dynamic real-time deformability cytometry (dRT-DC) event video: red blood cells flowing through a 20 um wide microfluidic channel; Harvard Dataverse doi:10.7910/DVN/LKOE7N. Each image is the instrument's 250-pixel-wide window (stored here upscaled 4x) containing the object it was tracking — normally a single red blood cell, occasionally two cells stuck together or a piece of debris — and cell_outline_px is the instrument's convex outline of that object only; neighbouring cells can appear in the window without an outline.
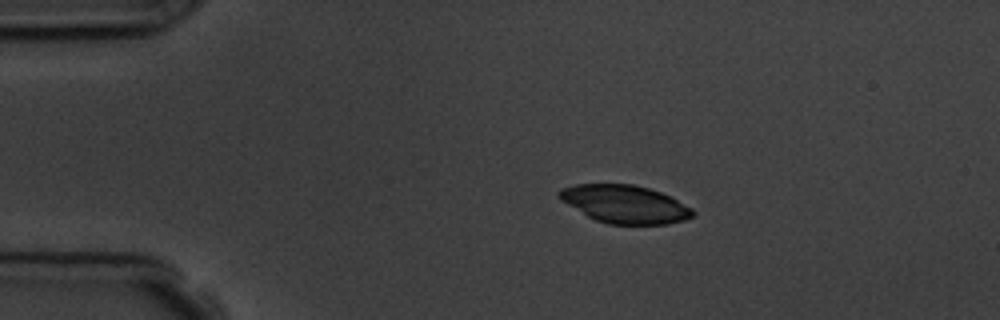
{"species": "common noctule bat (a hibernating species)", "species_latin": "Nyctalus noctula", "temperature_condition": "room temperature", "stored_images_in_passage": 6, "camera_frame_rate_fps": 3000, "um_per_image_px": 0.085, "animal": {"sex": "male", "body_mass_g": 19.5, "forearm_length_mm": 54.6}, "frame": {"image": 1, "passage_image": 1, "time_ms": 0.0, "image_size_px": [1000, 320], "cell_outline_px": [[696, 212], [692, 216], [684, 220], [668, 224], [608, 224], [596, 220], [588, 216], [560, 200], [556, 196], [556, 192], [560, 188], [576, 184], [632, 184], [648, 188], [660, 192], [692, 208]], "centroid_in_image_um": [53.07, 17.35], "position_along_channel_um": 31.9, "area_um2": 29.48}}